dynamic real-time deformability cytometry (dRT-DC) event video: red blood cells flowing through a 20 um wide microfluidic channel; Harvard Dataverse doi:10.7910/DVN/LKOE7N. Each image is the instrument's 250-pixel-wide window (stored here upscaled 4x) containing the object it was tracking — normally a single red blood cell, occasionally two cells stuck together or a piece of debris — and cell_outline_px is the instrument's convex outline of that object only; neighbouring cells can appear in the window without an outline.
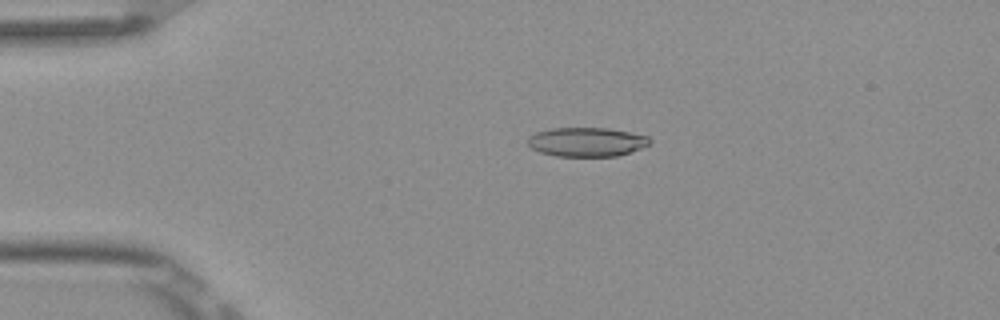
{"species": "Egyptian fruit bat (a non-hibernating species)", "species_latin": "Rousettus aegyptiacus", "temperature_condition": "room temperature", "stored_images_in_passage": 3, "camera_frame_rate_fps": 3000, "um_per_image_px": 0.085, "frame": {"image": 1, "passage_image": 2, "time_ms": 0.333, "image_size_px": [1000, 320], "cell_outline_px": [[652, 140], [648, 144], [640, 148], [616, 156], [556, 156], [540, 152], [532, 148], [528, 144], [528, 136], [536, 132], [552, 128], [608, 128], [648, 136]], "centroid_in_image_um": [49.84, 12.06], "position_along_channel_um": 35.2, "area_um2": 20.52}}